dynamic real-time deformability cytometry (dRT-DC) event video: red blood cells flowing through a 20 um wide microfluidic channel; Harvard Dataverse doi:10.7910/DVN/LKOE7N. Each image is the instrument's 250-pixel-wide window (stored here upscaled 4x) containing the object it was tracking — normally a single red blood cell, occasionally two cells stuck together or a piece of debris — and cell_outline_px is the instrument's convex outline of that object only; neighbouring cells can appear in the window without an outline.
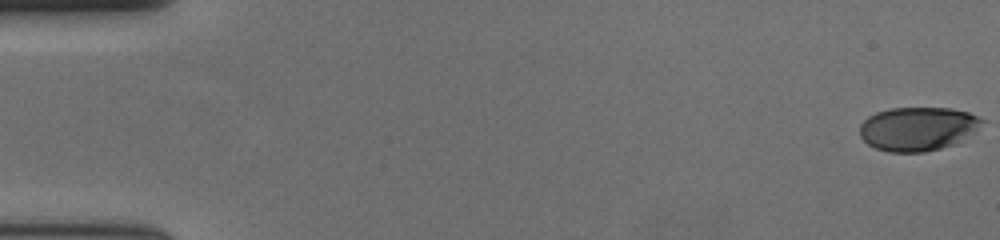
{"species": "human", "species_latin": "Homo sapiens", "temperature_condition": "cold", "stored_images_in_passage": 58, "camera_frame_rate_fps": 3000, "um_per_image_px": 0.085, "donor": {"sex": "female"}, "frame": {"image": 1, "passage_image": 1, "time_ms": 0.0, "image_size_px": [1000, 240], "cell_outline_px": [[984, 120], [972, 132], [956, 144], [924, 152], [888, 152], [876, 148], [868, 144], [860, 136], [860, 124], [868, 116], [876, 112], [888, 108], [952, 108], [968, 112]], "centroid_in_image_um": [77.96, 10.94], "position_along_channel_um": 7.0, "area_um2": 31.04}}
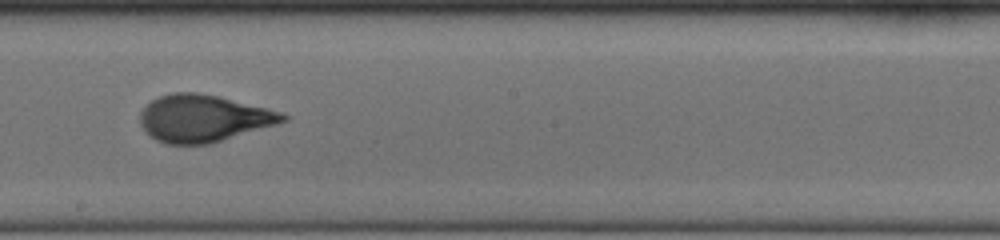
{"frame": {"image": 2, "passage_image": 34, "time_ms": 11.0, "image_size_px": [1000, 240], "cell_outline_px": [[288, 120], [276, 124], [212, 144], [164, 144], [156, 140], [144, 132], [140, 124], [140, 112], [152, 100], [160, 96], [172, 92], [196, 92], [220, 96], [268, 108], [280, 112], [288, 116]], "centroid_in_image_um": [17.28, 10.06], "position_along_channel_um": 230.9, "area_um2": 39.42}}
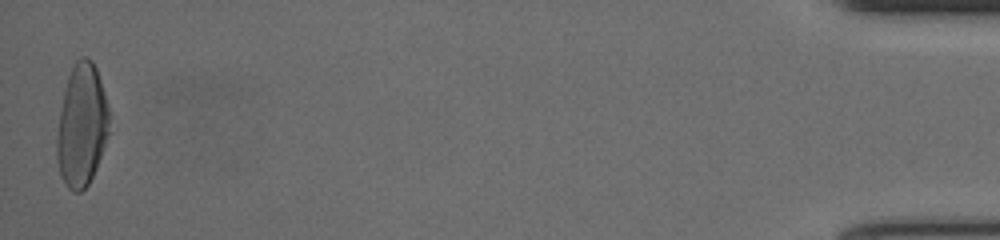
{"frame": {"image": 3, "passage_image": 58, "time_ms": 19.0, "image_size_px": [1000, 240], "cell_outline_px": [[108, 132], [96, 168], [88, 184], [80, 192], [72, 192], [68, 188], [60, 172], [56, 160], [56, 136], [60, 112], [64, 92], [68, 76], [76, 60], [80, 56], [84, 56], [92, 60], [96, 68], [108, 104]], "centroid_in_image_um": [6.93, 10.65], "position_along_channel_um": 428.3, "area_um2": 36.99}, "authors_computed_cell_mechanics": {"area_um2": 37.3099, "velocity_mm_per_s": 3.6481, "shape_relaxation_time_tau1_ms": 3.6834, "shape_relaxation_time_tau2_ms": null, "deformation_change_tau1": 0.1898, "deformation_change_tau2": null}}